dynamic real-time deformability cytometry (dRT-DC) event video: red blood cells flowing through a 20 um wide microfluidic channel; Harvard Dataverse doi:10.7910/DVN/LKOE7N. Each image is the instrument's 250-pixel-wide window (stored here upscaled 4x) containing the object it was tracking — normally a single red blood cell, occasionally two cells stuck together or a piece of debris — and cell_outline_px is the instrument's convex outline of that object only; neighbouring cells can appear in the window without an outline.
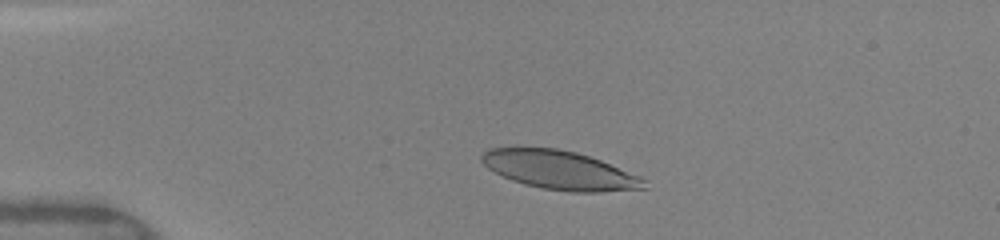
{"species": "human", "species_latin": "Homo sapiens", "temperature_condition": "warm", "stored_images_in_passage": 40, "camera_frame_rate_fps": 3000, "um_per_image_px": 0.085, "donor": {"sex": "female"}, "frame": {"image": 1, "passage_image": 7, "time_ms": 2.0, "image_size_px": [1000, 240], "cell_outline_px": [[648, 188], [600, 192], [572, 192], [540, 188], [524, 184], [512, 180], [488, 168], [480, 160], [480, 156], [488, 148], [556, 148], [576, 152], [600, 160], [640, 176], [648, 180]], "centroid_in_image_um": [47.61, 14.47], "position_along_channel_um": 37.4, "area_um2": 36.53}}
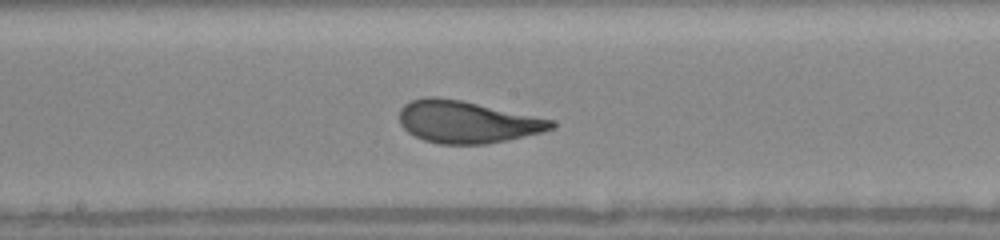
{"frame": {"image": 2, "passage_image": 23, "time_ms": 7.333, "image_size_px": [1000, 240], "cell_outline_px": [[556, 124], [552, 128], [540, 132], [504, 140], [484, 144], [440, 144], [424, 140], [408, 132], [400, 124], [400, 108], [404, 104], [412, 100], [428, 96], [440, 96], [464, 100], [556, 120]], "centroid_in_image_um": [39.68, 10.33], "position_along_channel_um": 208.5, "area_um2": 37.4}}
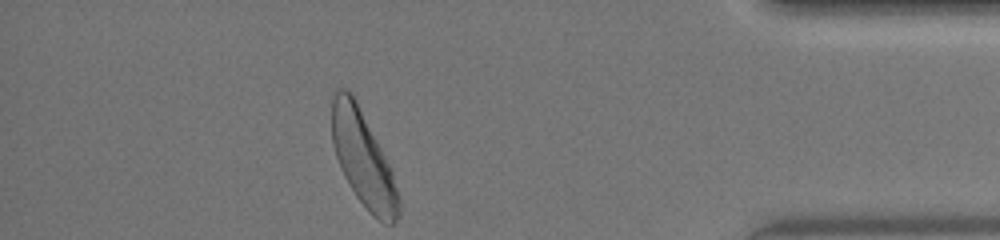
{"frame": {"image": 3, "passage_image": 40, "time_ms": 13.0, "image_size_px": [1000, 240], "cell_outline_px": [[400, 216], [392, 224], [384, 224], [372, 216], [356, 196], [344, 176], [340, 168], [332, 144], [332, 100], [336, 88], [344, 88], [352, 92], [392, 168], [400, 196]], "centroid_in_image_um": [30.89, 13.53], "position_along_channel_um": 404.3, "area_um2": 37.57}, "authors_computed_cell_mechanics": {"area_um2": 36.9342, "velocity_mm_per_s": 4.0605, "shape_relaxation_time_tau1_ms": 3.132, "shape_relaxation_time_tau2_ms": null, "deformation_change_tau1": 0.1803, "deformation_change_tau2": null}}